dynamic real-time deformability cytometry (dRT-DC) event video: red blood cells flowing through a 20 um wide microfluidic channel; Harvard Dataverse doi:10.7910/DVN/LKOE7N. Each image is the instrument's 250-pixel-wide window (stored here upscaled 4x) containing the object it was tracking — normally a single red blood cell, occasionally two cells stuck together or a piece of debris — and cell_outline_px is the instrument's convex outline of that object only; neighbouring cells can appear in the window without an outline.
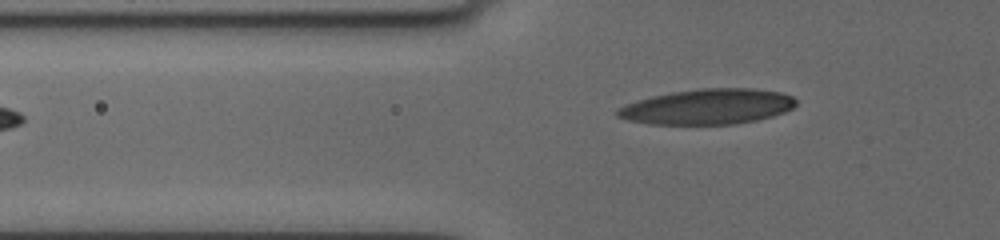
{"species": "human", "species_latin": "Homo sapiens", "temperature_condition": "cold", "stored_images_in_passage": 5, "camera_frame_rate_fps": 3000, "um_per_image_px": 0.085, "donor": {"sex": "female"}, "frame": {"image": 1, "passage_image": 5, "time_ms": 5.333, "image_size_px": [1000, 240], "cell_outline_px": [[796, 104], [792, 108], [784, 112], [772, 116], [756, 120], [732, 124], [648, 124], [628, 120], [616, 116], [616, 108], [636, 100], [652, 96], [672, 92], [700, 88], [752, 88], [780, 92], [792, 96], [796, 100]], "centroid_in_image_um": [60.12, 9.06], "position_along_channel_um": 65.7, "area_um2": 36.82}}